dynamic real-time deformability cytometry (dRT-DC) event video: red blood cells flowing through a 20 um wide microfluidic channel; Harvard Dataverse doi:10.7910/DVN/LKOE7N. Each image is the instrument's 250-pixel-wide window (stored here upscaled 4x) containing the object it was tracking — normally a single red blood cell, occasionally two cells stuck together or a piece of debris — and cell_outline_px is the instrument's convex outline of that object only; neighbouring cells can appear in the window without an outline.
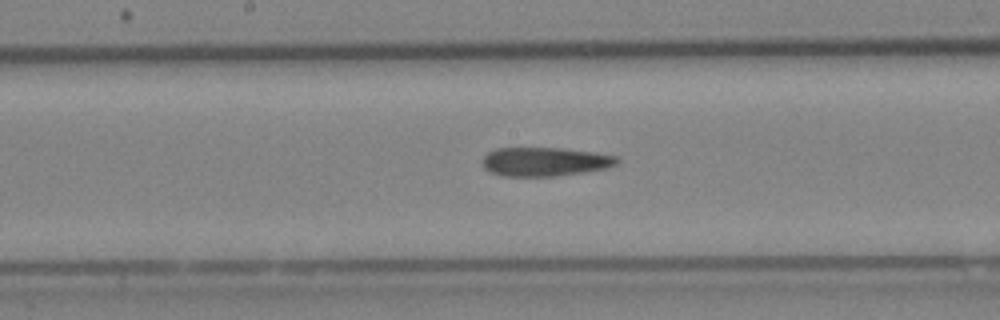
{"species": "Egyptian fruit bat (a non-hibernating species)", "species_latin": "Rousettus aegyptiacus", "temperature_condition": "cold", "stored_images_in_passage": 6, "camera_frame_rate_fps": 3000, "um_per_image_px": 0.085, "animal": {"sex": "female"}, "frame": {"image": 1, "passage_image": 5, "time_ms": 1.333, "image_size_px": [1000, 320], "cell_outline_px": [[620, 160], [616, 164], [608, 168], [552, 176], [504, 176], [492, 172], [484, 168], [484, 156], [488, 152], [496, 148], [564, 148], [596, 152], [620, 156]], "centroid_in_image_um": [46.37, 13.73], "position_along_channel_um": 201.8, "area_um2": 22.6}}